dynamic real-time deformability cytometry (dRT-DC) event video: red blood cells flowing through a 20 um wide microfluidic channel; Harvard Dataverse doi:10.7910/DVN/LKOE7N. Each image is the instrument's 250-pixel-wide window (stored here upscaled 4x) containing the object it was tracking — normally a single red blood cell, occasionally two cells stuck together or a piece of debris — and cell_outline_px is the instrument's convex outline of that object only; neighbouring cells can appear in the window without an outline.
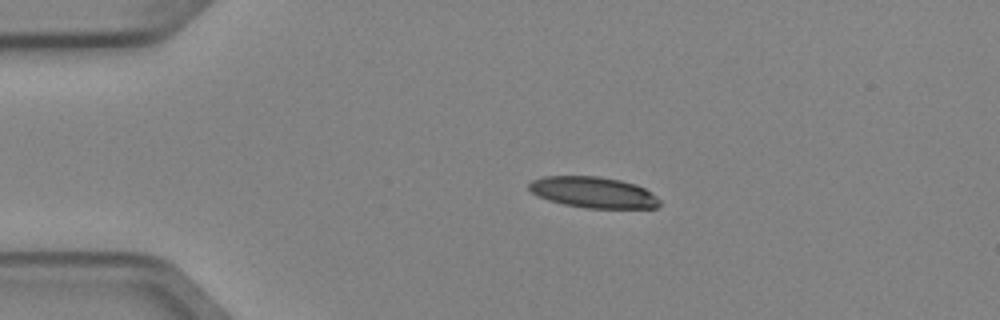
{"species": "Egyptian fruit bat (a non-hibernating species)", "species_latin": "Rousettus aegyptiacus", "temperature_condition": "cold", "stored_images_in_passage": 2, "camera_frame_rate_fps": 3000, "um_per_image_px": 0.085, "animal": {"sex": "female"}, "frame": {"image": 1, "passage_image": 1, "time_ms": 0.0, "image_size_px": [1000, 320], "cell_outline_px": [[660, 204], [656, 208], [584, 208], [564, 204], [548, 200], [532, 192], [528, 188], [528, 184], [532, 180], [544, 176], [600, 176], [620, 180], [636, 184], [644, 188], [656, 196], [660, 200]], "centroid_in_image_um": [50.44, 16.35], "position_along_channel_um": 34.6, "area_um2": 23.64}}